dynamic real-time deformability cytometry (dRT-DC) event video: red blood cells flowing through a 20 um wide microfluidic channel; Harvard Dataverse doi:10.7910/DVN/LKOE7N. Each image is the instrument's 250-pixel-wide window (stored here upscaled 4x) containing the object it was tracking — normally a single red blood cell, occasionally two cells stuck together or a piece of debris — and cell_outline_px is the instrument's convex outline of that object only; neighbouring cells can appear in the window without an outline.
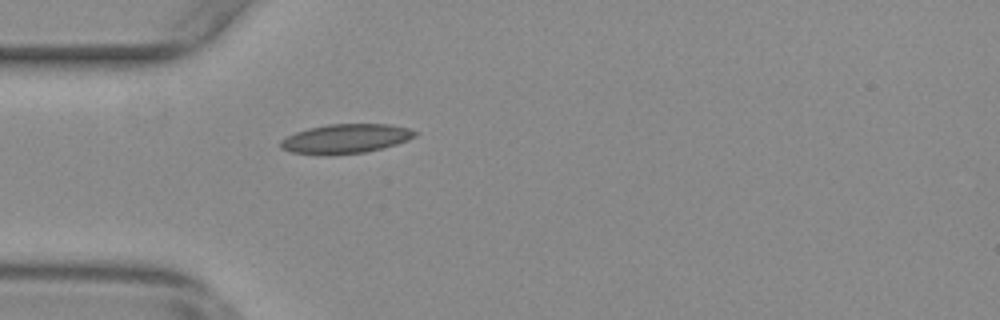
{"species": "common noctule bat (a hibernating species)", "species_latin": "Nyctalus noctula", "temperature_condition": "warm", "stored_images_in_passage": 41, "camera_frame_rate_fps": 3000, "um_per_image_px": 0.085, "animal": {"sex": "female", "body_mass_g": 29.2, "forearm_length_mm": 56.3}, "frame": {"image": 1, "passage_image": 2, "time_ms": 0.333, "image_size_px": [1000, 320], "cell_outline_px": [[416, 136], [408, 140], [396, 144], [364, 152], [292, 152], [280, 148], [280, 140], [296, 132], [308, 128], [328, 124], [392, 124], [408, 128], [416, 132]], "centroid_in_image_um": [29.43, 11.73], "position_along_channel_um": 55.6, "area_um2": 21.96}}
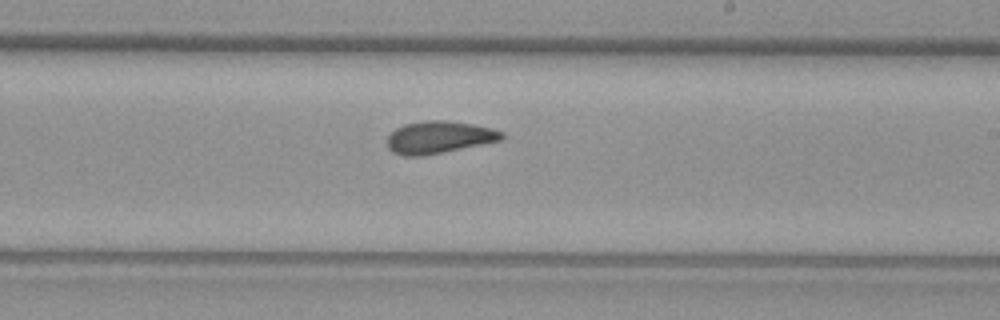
{"frame": {"image": 2, "passage_image": 18, "time_ms": 5.667, "image_size_px": [1000, 320], "cell_outline_px": [[504, 140], [424, 156], [404, 156], [392, 152], [388, 148], [388, 136], [396, 128], [404, 124], [424, 120], [444, 120], [472, 124], [492, 128], [504, 132]], "centroid_in_image_um": [37.34, 11.67], "position_along_channel_um": 251.7, "area_um2": 21.73}}
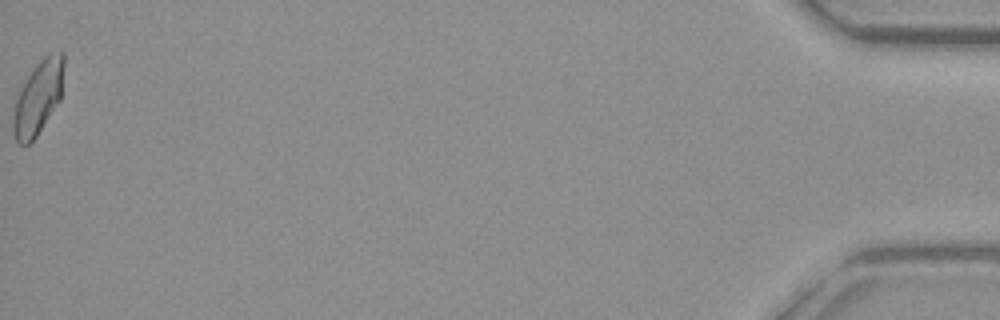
{"frame": {"image": 3, "passage_image": 41, "time_ms": 13.333, "image_size_px": [1000, 320], "cell_outline_px": [[64, 64], [60, 100], [36, 136], [28, 144], [20, 144], [16, 140], [12, 128], [12, 116], [16, 100], [20, 88], [24, 80], [36, 64], [48, 52], [64, 52]], "centroid_in_image_um": [3.23, 8.26], "position_along_channel_um": 432.0, "area_um2": 21.68}, "authors_computed_cell_mechanics": {"area_um2": 21.386, "velocity_mm_per_s": 3.7616, "shape_relaxation_time_tau1_ms": 11.1002, "shape_relaxation_time_tau2_ms": 3.1458, "deformation_change_tau1": 0.192, "deformation_change_tau2": 0.0702}}